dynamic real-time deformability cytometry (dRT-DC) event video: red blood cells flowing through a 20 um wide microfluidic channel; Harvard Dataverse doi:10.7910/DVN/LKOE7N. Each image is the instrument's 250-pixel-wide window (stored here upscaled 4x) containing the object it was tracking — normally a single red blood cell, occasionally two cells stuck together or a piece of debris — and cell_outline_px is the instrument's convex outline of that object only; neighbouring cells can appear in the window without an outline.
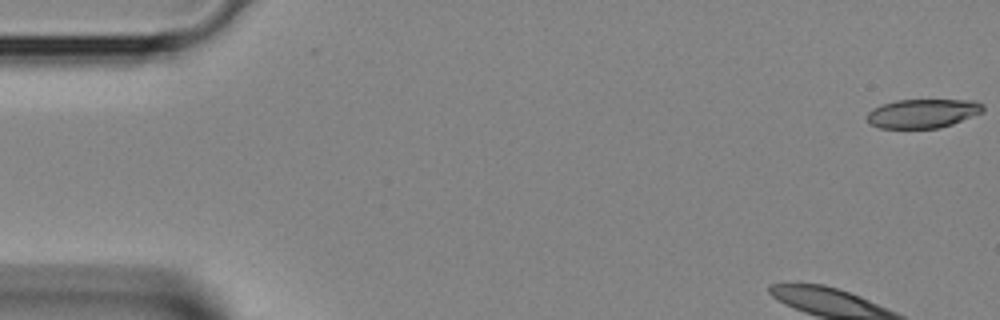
{"species": "Egyptian fruit bat (a non-hibernating species)", "species_latin": "Rousettus aegyptiacus", "temperature_condition": "room temperature", "stored_images_in_passage": 4, "camera_frame_rate_fps": 3000, "um_per_image_px": 0.085, "animal": {"sex": "female"}, "frame": {"image": 1, "passage_image": 1, "time_ms": 0.0, "image_size_px": [1000, 320], "cell_outline_px": [[984, 112], [952, 124], [940, 128], [880, 128], [868, 124], [868, 112], [872, 108], [896, 100], [976, 100], [984, 104]], "centroid_in_image_um": [78.46, 9.64], "position_along_channel_um": 6.5, "area_um2": 19.71}}